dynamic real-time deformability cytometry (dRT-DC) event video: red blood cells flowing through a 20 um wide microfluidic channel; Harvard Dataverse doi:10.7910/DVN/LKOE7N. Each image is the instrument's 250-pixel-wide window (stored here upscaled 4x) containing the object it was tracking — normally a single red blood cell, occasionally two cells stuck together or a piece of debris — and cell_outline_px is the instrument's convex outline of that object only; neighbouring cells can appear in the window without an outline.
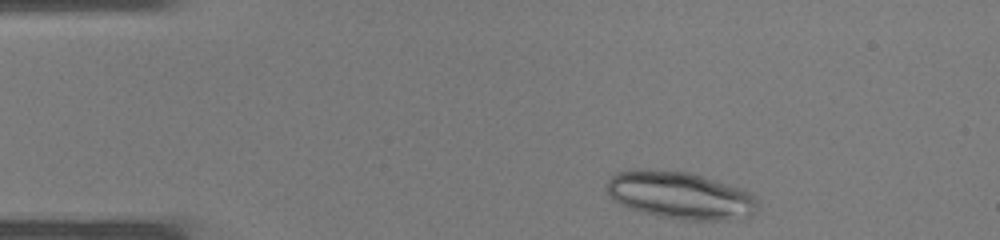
{"species": "common noctule bat (a hibernating species)", "species_latin": "Nyctalus noctula", "temperature_condition": "warm", "stored_images_in_passage": 20, "camera_frame_rate_fps": 3000, "um_per_image_px": 0.085, "animal": {"sex": "male", "body_mass_g": 19.0, "forearm_length_mm": 50.8}, "frame": {"image": 1, "passage_image": 1, "time_ms": 0.0, "image_size_px": [1000, 240], "cell_outline_px": [[756, 208], [752, 216], [720, 220], [680, 220], [660, 216], [644, 212], [620, 204], [608, 192], [604, 184], [616, 172], [640, 168], [644, 168], [688, 172], [740, 188], [756, 196]], "centroid_in_image_um": [57.78, 16.59], "position_along_channel_um": 27.2, "area_um2": 41.38}}
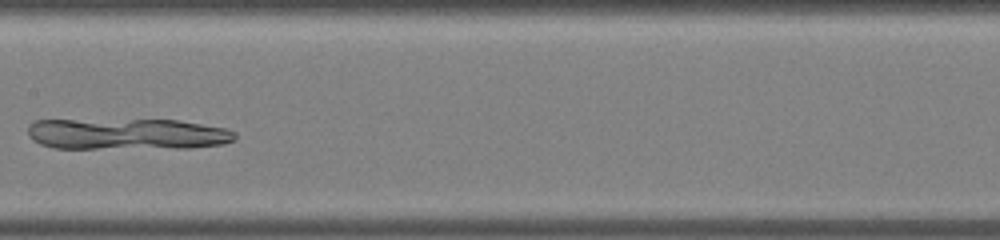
{"frame": {"image": 2, "passage_image": 14, "time_ms": 4.333, "image_size_px": [1000, 240], "cell_outline_px": [[236, 140], [224, 144], [192, 148], [52, 148], [40, 144], [32, 140], [28, 136], [28, 124], [36, 120], [176, 120], [228, 128], [236, 132]], "centroid_in_image_um": [10.83, 11.4], "position_along_channel_um": 196.6, "area_um2": 38.09}}
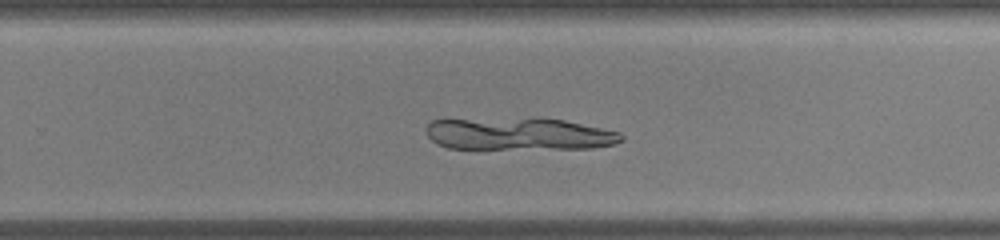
{"frame": {"image": 3, "passage_image": 19, "time_ms": 6.0, "image_size_px": [1000, 240], "cell_outline_px": [[624, 140], [616, 144], [592, 148], [448, 148], [436, 144], [428, 136], [424, 128], [432, 120], [444, 116], [448, 116], [564, 120], [620, 132], [624, 136]], "centroid_in_image_um": [43.97, 11.35], "position_along_channel_um": 285.8, "area_um2": 37.57}}